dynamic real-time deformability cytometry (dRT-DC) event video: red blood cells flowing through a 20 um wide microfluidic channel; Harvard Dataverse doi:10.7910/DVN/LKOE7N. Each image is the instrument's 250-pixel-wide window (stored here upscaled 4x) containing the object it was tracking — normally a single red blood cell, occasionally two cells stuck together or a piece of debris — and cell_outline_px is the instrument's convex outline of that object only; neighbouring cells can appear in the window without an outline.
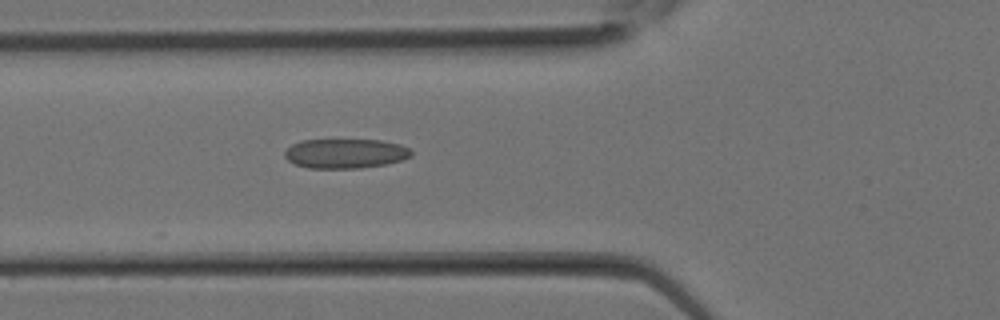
{"species": "Egyptian fruit bat (a non-hibernating species)", "species_latin": "Rousettus aegyptiacus", "temperature_condition": "room temperature", "stored_images_in_passage": 10, "camera_frame_rate_fps": 3000, "um_per_image_px": 0.085, "animal": {"sex": "female"}, "frame": {"image": 1, "passage_image": 10, "time_ms": 3.0, "image_size_px": [1000, 320], "cell_outline_px": [[412, 156], [388, 164], [360, 168], [308, 168], [296, 164], [288, 160], [284, 156], [284, 152], [292, 144], [300, 140], [380, 140], [400, 144], [408, 148], [412, 152]], "centroid_in_image_um": [29.35, 13.05], "position_along_channel_um": 96.4, "area_um2": 21.79}}